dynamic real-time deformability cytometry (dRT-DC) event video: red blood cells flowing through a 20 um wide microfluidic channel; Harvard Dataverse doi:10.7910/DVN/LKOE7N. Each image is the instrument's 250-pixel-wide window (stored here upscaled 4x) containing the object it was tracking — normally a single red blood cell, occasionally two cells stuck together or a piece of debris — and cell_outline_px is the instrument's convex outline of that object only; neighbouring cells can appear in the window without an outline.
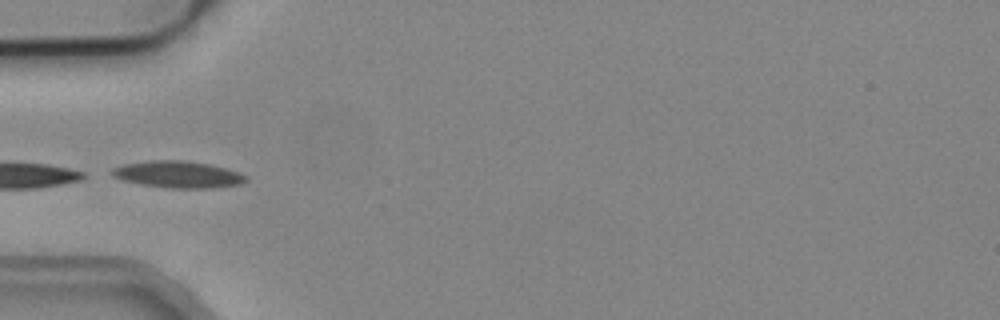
{"species": "common noctule bat (a hibernating species)", "species_latin": "Nyctalus noctula", "temperature_condition": "cold", "stored_images_in_passage": 4, "camera_frame_rate_fps": 3000, "um_per_image_px": 0.085, "animal": {"sex": "male", "body_mass_g": 19.2, "forearm_length_mm": 51.8}, "frame": {"image": 1, "passage_image": 4, "time_ms": 1.0, "image_size_px": [1000, 320], "cell_outline_px": [[248, 180], [240, 184], [212, 188], [168, 188], [140, 184], [124, 180], [112, 176], [108, 172], [112, 168], [124, 164], [152, 160], [184, 160], [208, 164], [240, 172], [248, 176]], "centroid_in_image_um": [15.12, 14.83], "position_along_channel_um": 69.9, "area_um2": 20.98}}